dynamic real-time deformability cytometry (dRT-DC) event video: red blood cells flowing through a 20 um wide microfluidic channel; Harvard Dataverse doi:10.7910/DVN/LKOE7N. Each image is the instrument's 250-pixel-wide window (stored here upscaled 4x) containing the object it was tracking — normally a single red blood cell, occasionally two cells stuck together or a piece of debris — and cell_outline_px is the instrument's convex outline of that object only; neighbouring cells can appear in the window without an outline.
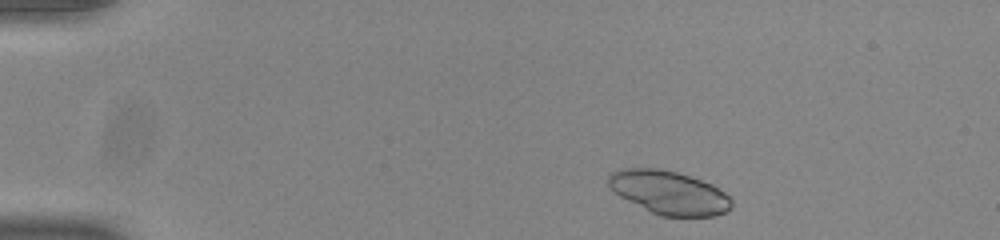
{"species": "common noctule bat (a hibernating species)", "species_latin": "Nyctalus noctula", "temperature_condition": "room temperature", "stored_images_in_passage": 47, "camera_frame_rate_fps": 3000, "um_per_image_px": 0.085, "animal": {"sex": "male", "body_mass_g": 20.0, "forearm_length_mm": 53.3}, "frame": {"image": 1, "passage_image": 3, "time_ms": 0.667, "image_size_px": [1000, 240], "cell_outline_px": [[732, 208], [724, 212], [712, 216], [660, 216], [620, 196], [608, 184], [608, 176], [612, 172], [624, 168], [660, 168], [676, 172], [712, 184], [724, 192], [732, 200]], "centroid_in_image_um": [56.88, 16.36], "position_along_channel_um": 28.1, "area_um2": 30.81}}